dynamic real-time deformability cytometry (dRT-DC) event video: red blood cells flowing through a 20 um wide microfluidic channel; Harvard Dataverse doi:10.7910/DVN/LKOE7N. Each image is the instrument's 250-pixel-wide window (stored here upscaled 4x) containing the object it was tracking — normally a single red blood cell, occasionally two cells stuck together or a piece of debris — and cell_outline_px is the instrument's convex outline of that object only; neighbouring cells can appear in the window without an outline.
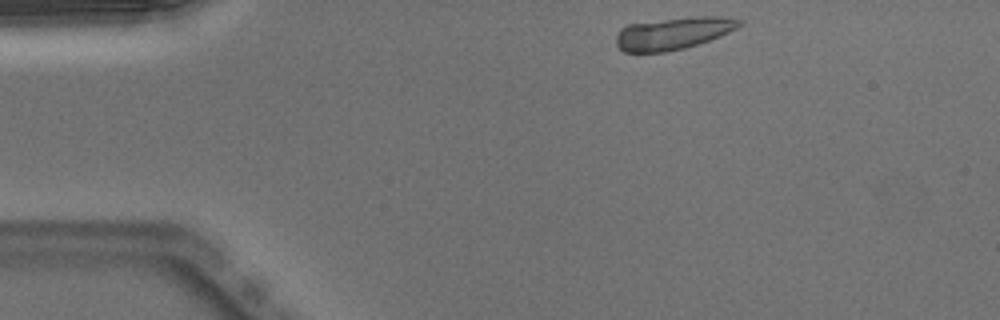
{"species": "Egyptian fruit bat (a non-hibernating species)", "species_latin": "Rousettus aegyptiacus", "temperature_condition": "warm", "stored_images_in_passage": 43, "camera_frame_rate_fps": 3000, "um_per_image_px": 0.085, "animal": {"sex": "male"}, "frame": {"image": 1, "passage_image": 1, "time_ms": 0.0, "image_size_px": [1000, 320], "cell_outline_px": [[744, 24], [720, 36], [684, 48], [664, 52], [624, 52], [616, 44], [616, 36], [620, 28], [628, 24], [692, 16], [720, 16], [744, 20]], "centroid_in_image_um": [57.23, 2.82], "position_along_channel_um": 27.8, "area_um2": 23.12}}
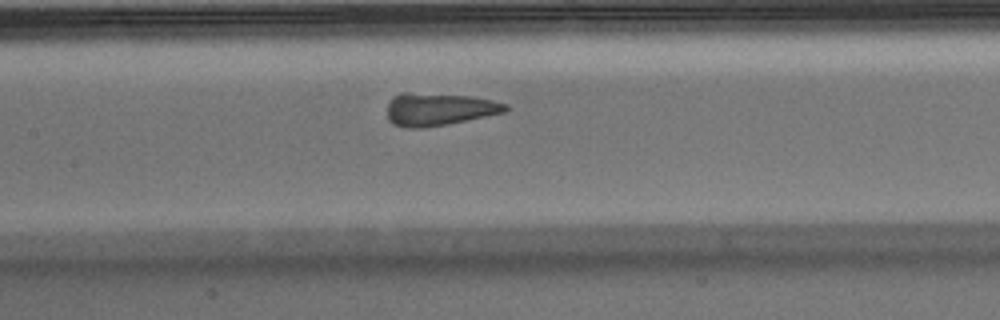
{"frame": {"image": 2, "passage_image": 16, "time_ms": 5.0, "image_size_px": [1000, 320], "cell_outline_px": [[508, 108], [504, 112], [424, 128], [408, 128], [392, 124], [388, 120], [388, 104], [392, 96], [400, 92], [408, 92], [472, 96], [492, 100], [508, 104]], "centroid_in_image_um": [37.25, 9.27], "position_along_channel_um": 170.1, "area_um2": 22.37}}
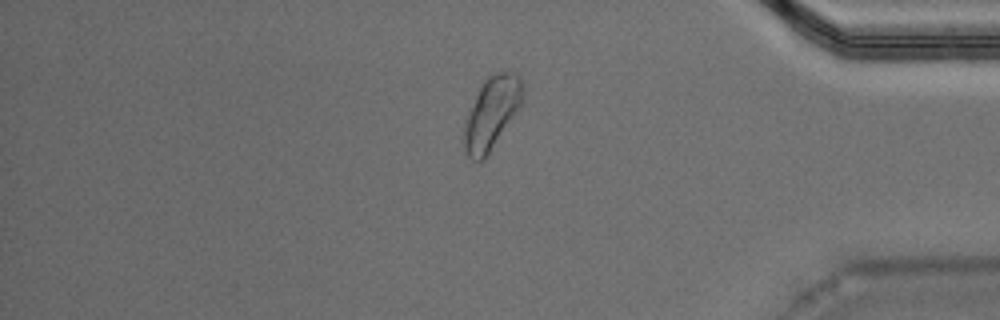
{"frame": {"image": 3, "passage_image": 35, "time_ms": 11.333, "image_size_px": [1000, 320], "cell_outline_px": [[524, 100], [488, 156], [484, 160], [472, 160], [464, 152], [464, 120], [468, 108], [484, 80], [488, 76], [496, 72], [516, 72], [520, 76], [524, 92]], "centroid_in_image_um": [41.78, 9.6], "position_along_channel_um": 393.4, "area_um2": 25.09}, "authors_computed_cell_mechanics": {"area_um2": 23.12, "velocity_mm_per_s": 3.9486, "shape_relaxation_time_tau1_ms": 4.0871, "shape_relaxation_time_tau2_ms": 0.9876, "deformation_change_tau1": 0.1391, "deformation_change_tau2": 0.0868}}